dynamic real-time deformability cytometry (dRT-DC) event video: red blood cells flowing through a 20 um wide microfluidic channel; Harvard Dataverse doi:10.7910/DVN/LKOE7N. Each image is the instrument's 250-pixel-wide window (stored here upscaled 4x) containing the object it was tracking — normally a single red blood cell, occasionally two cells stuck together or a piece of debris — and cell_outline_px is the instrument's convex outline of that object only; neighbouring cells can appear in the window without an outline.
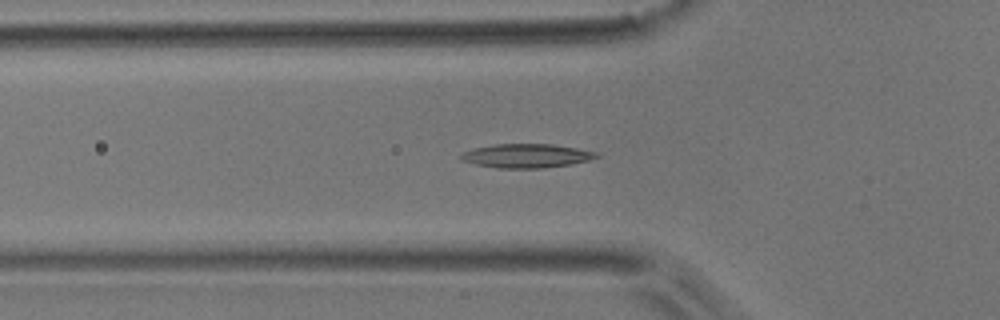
{"species": "common noctule bat (a hibernating species)", "species_latin": "Nyctalus noctula", "temperature_condition": "room temperature", "stored_images_in_passage": 51, "camera_frame_rate_fps": 3000, "um_per_image_px": 0.085, "animal": {"sex": "male", "body_mass_g": 17.9}, "frame": {"image": 1, "passage_image": 16, "time_ms": 5.0, "image_size_px": [1000, 320], "cell_outline_px": [[600, 156], [588, 160], [572, 164], [540, 168], [496, 168], [476, 164], [460, 160], [460, 156], [464, 152], [472, 148], [496, 144], [552, 144], [576, 148], [596, 152]], "centroid_in_image_um": [44.72, 13.24], "position_along_channel_um": 81.1, "area_um2": 18.79}}
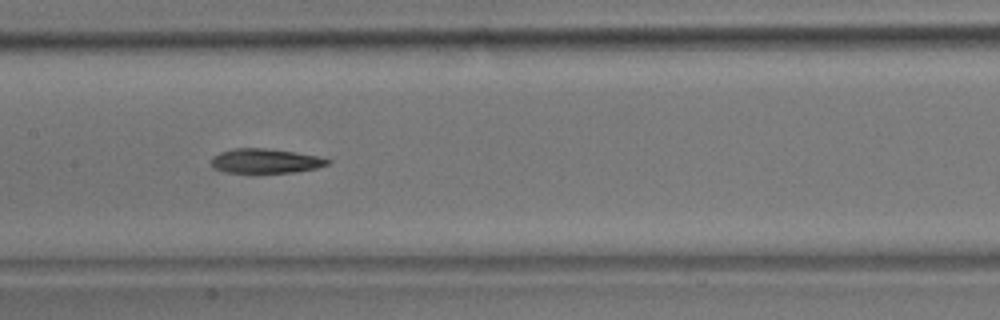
{"frame": {"image": 2, "passage_image": 24, "time_ms": 7.667, "image_size_px": [1000, 320], "cell_outline_px": [[332, 160], [328, 164], [316, 168], [292, 172], [256, 176], [224, 172], [212, 168], [212, 156], [220, 152], [232, 148], [264, 148], [296, 152], [320, 156]], "centroid_in_image_um": [22.52, 13.73], "position_along_channel_um": 184.9, "area_um2": 17.57}}
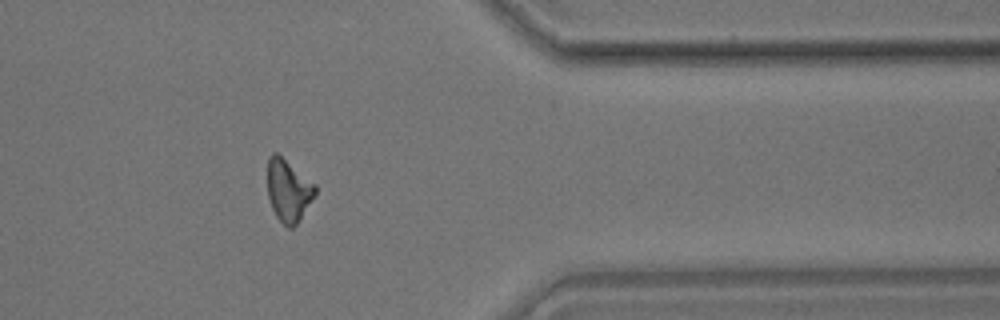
{"frame": {"image": 3, "passage_image": 41, "time_ms": 13.333, "image_size_px": [1000, 320], "cell_outline_px": [[316, 192], [300, 220], [292, 228], [288, 228], [276, 216], [272, 208], [268, 196], [268, 156], [272, 152], [276, 152], [316, 184]], "centroid_in_image_um": [24.51, 16.18], "position_along_channel_um": 386.9, "area_um2": 17.17}, "authors_computed_cell_mechanics": {"area_um2": 17.5712, "velocity_mm_per_s": 3.8579, "shape_relaxation_time_tau1_ms": 10.9624, "shape_relaxation_time_tau2_ms": null, "deformation_change_tau1": 0.2143, "deformation_change_tau2": null}}